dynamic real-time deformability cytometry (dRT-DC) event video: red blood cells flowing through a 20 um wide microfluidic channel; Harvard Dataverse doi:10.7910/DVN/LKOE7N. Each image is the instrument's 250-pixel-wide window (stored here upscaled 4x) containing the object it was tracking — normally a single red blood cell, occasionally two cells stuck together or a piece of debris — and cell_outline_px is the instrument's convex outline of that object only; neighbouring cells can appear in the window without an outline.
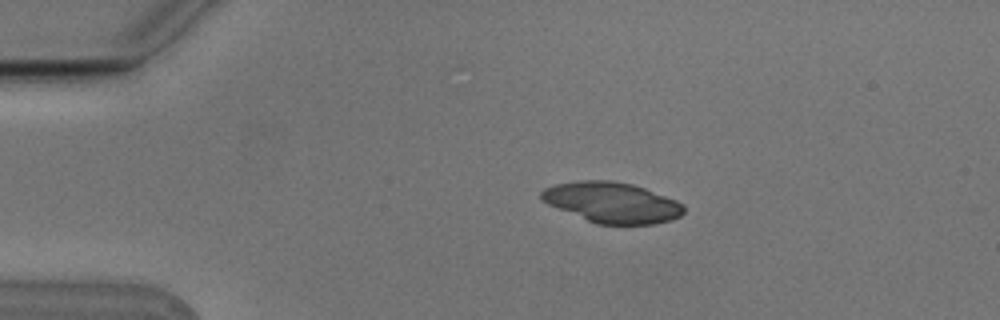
{"species": "Egyptian fruit bat (a non-hibernating species)", "species_latin": "Rousettus aegyptiacus", "temperature_condition": "cold", "stored_images_in_passage": 4, "camera_frame_rate_fps": 3000, "um_per_image_px": 0.085, "animal": {"sex": "male"}, "frame": {"image": 1, "passage_image": 1, "time_ms": 0.0, "image_size_px": [1000, 320], "cell_outline_px": [[684, 212], [680, 216], [672, 220], [652, 224], [596, 224], [548, 204], [540, 196], [540, 192], [544, 188], [556, 184], [576, 180], [612, 180], [632, 184], [644, 188], [676, 200], [684, 204]], "centroid_in_image_um": [52.03, 17.2], "position_along_channel_um": 33.0, "area_um2": 33.58}}